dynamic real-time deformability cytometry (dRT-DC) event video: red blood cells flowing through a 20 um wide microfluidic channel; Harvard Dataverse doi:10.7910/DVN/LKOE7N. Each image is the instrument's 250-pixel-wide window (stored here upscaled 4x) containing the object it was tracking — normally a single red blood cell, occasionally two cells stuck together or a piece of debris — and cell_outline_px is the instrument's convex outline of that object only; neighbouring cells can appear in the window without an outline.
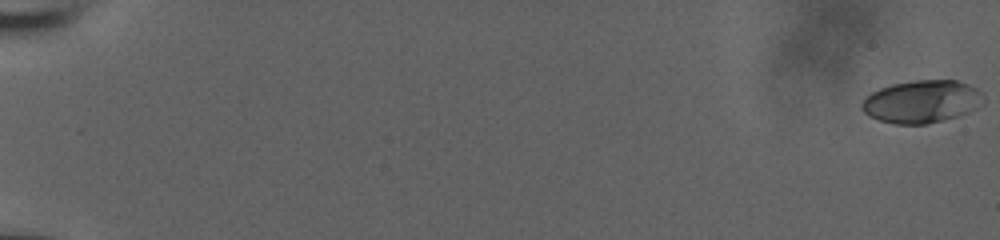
{"species": "human", "species_latin": "Homo sapiens", "temperature_condition": "room temperature", "stored_images_in_passage": 22, "camera_frame_rate_fps": 3000, "um_per_image_px": 0.085, "donor": {"sex": "male"}, "frame": {"image": 1, "passage_image": 1, "time_ms": 0.0, "image_size_px": [1000, 240], "cell_outline_px": [[984, 104], [968, 112], [956, 116], [928, 124], [896, 124], [880, 120], [868, 116], [860, 108], [860, 104], [872, 92], [880, 88], [892, 84], [916, 80], [956, 80], [968, 84], [976, 88], [984, 96]], "centroid_in_image_um": [78.36, 8.63], "position_along_channel_um": 6.6, "area_um2": 30.23}}
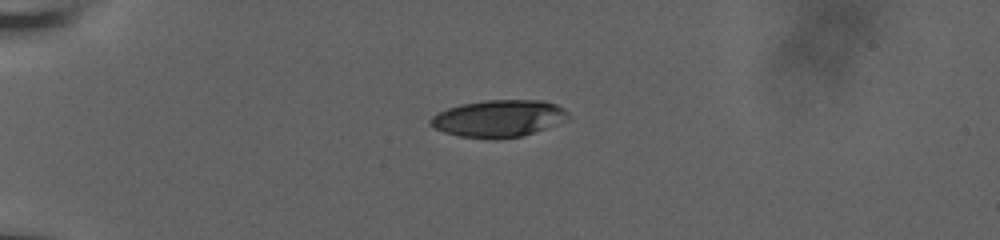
{"frame": {"image": 2, "passage_image": 16, "time_ms": 5.0, "image_size_px": [1000, 240], "cell_outline_px": [[568, 116], [544, 128], [520, 136], [496, 140], [460, 136], [444, 132], [428, 124], [428, 120], [432, 116], [448, 108], [460, 104], [484, 100], [544, 100], [556, 104], [564, 108], [568, 112]], "centroid_in_image_um": [42.31, 10.06], "position_along_channel_um": 42.7, "area_um2": 29.42}}
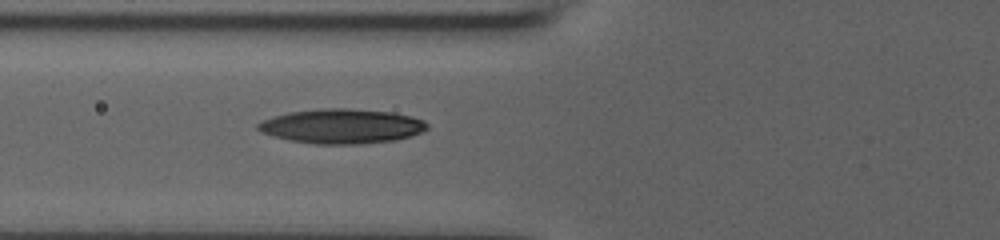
{"frame": {"image": 3, "passage_image": 22, "time_ms": 7.0, "image_size_px": [1000, 240], "cell_outline_px": [[428, 128], [412, 136], [396, 140], [360, 144], [316, 144], [288, 140], [272, 136], [260, 132], [256, 128], [256, 124], [272, 116], [288, 112], [320, 108], [348, 108], [392, 112], [412, 116], [424, 120], [428, 124]], "centroid_in_image_um": [29.03, 10.72], "position_along_channel_um": 96.8, "area_um2": 34.45}}